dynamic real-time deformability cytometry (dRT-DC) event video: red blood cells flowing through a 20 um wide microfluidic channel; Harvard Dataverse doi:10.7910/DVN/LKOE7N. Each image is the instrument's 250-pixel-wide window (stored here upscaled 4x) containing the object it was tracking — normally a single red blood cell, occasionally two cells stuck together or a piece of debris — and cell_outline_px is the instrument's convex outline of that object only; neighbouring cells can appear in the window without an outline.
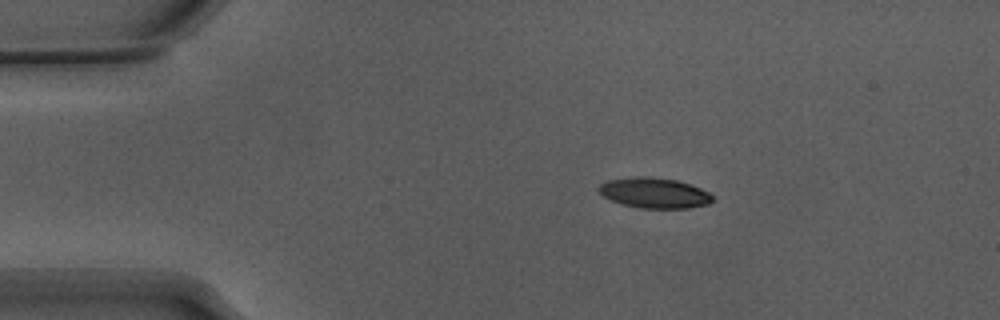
{"species": "Egyptian fruit bat (a non-hibernating species)", "species_latin": "Rousettus aegyptiacus", "temperature_condition": "warm", "stored_images_in_passage": 45, "camera_frame_rate_fps": 3000, "um_per_image_px": 0.085, "animal": {"sex": "male"}, "frame": {"image": 1, "passage_image": 1, "time_ms": 0.0, "image_size_px": [1000, 320], "cell_outline_px": [[716, 200], [708, 204], [688, 208], [640, 208], [620, 204], [604, 196], [596, 188], [600, 184], [608, 180], [632, 176], [648, 176], [676, 180], [700, 188], [708, 192]], "centroid_in_image_um": [55.61, 16.4], "position_along_channel_um": 29.4, "area_um2": 20.23}}
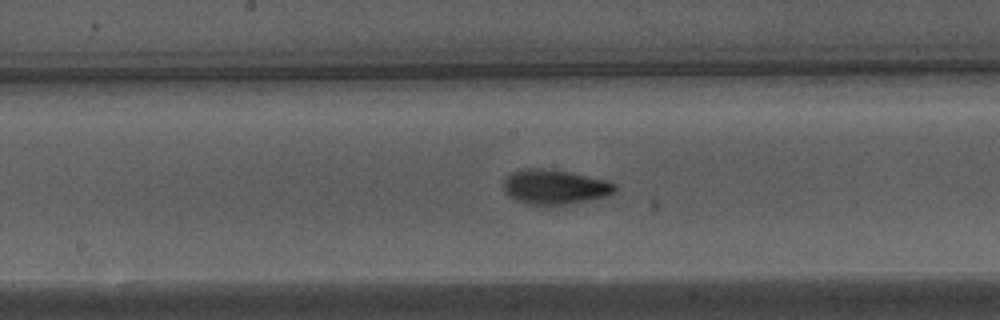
{"frame": {"image": 2, "passage_image": 19, "time_ms": 6.0, "image_size_px": [1000, 320], "cell_outline_px": [[616, 192], [608, 196], [592, 200], [548, 208], [544, 208], [528, 204], [516, 200], [508, 196], [504, 192], [504, 176], [520, 168], [532, 168], [568, 172], [608, 180], [616, 184]], "centroid_in_image_um": [47.15, 15.94], "position_along_channel_um": 201.1, "area_um2": 23.29}}
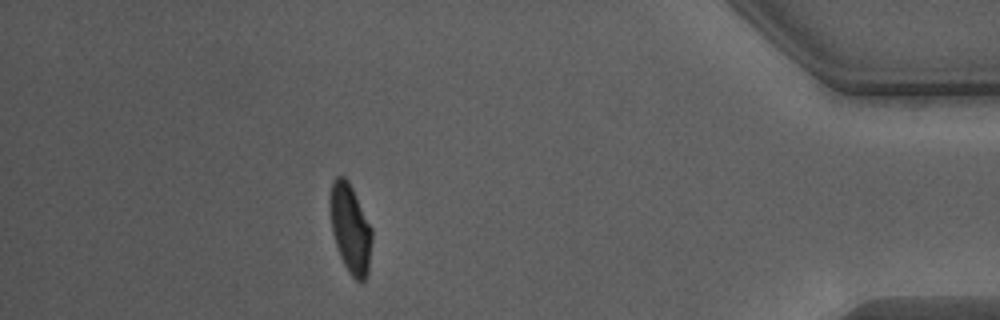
{"frame": {"image": 3, "passage_image": 39, "time_ms": 12.667, "image_size_px": [1000, 320], "cell_outline_px": [[372, 240], [368, 272], [364, 280], [360, 284], [348, 272], [340, 256], [332, 232], [332, 180], [336, 176], [344, 176], [348, 180], [372, 228]], "centroid_in_image_um": [29.82, 19.49], "position_along_channel_um": 405.4, "area_um2": 21.15}, "authors_computed_cell_mechanics": {"area_um2": 21.5016, "velocity_mm_per_s": 3.8325, "shape_relaxation_time_tau1_ms": 3.1101, "shape_relaxation_time_tau2_ms": 1.6516, "deformation_change_tau1": 0.163, "deformation_change_tau2": 0.0731}}